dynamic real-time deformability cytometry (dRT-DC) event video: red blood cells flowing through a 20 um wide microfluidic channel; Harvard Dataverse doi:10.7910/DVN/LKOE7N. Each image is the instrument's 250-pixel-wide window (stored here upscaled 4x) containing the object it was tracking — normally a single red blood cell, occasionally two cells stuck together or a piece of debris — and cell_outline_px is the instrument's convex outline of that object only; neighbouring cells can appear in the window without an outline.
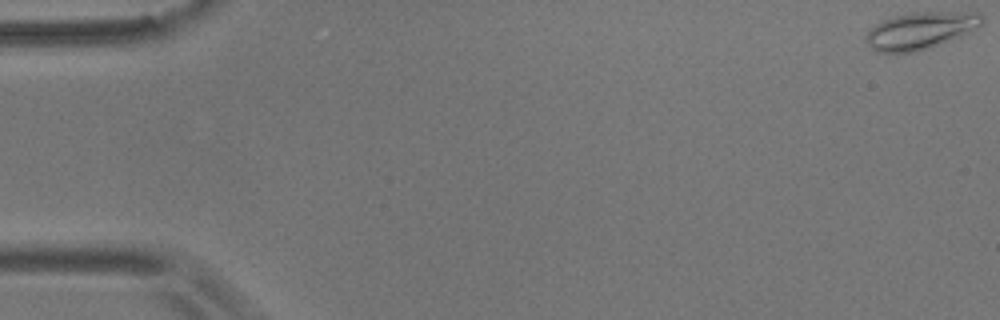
{"species": "common noctule bat (a hibernating species)", "species_latin": "Nyctalus noctula", "temperature_condition": "room temperature", "stored_images_in_passage": 11, "camera_frame_rate_fps": 3000, "um_per_image_px": 0.085, "animal": {"sex": "male", "body_mass_g": 17.9}, "frame": {"image": 1, "passage_image": 1, "time_ms": 0.0, "image_size_px": [1000, 320], "cell_outline_px": [[984, 24], [972, 32], [928, 48], [916, 52], [876, 52], [864, 40], [864, 36], [876, 24], [892, 16], [912, 12], [980, 12], [984, 16]], "centroid_in_image_um": [78.29, 2.58], "position_along_channel_um": 6.7, "area_um2": 25.26}}